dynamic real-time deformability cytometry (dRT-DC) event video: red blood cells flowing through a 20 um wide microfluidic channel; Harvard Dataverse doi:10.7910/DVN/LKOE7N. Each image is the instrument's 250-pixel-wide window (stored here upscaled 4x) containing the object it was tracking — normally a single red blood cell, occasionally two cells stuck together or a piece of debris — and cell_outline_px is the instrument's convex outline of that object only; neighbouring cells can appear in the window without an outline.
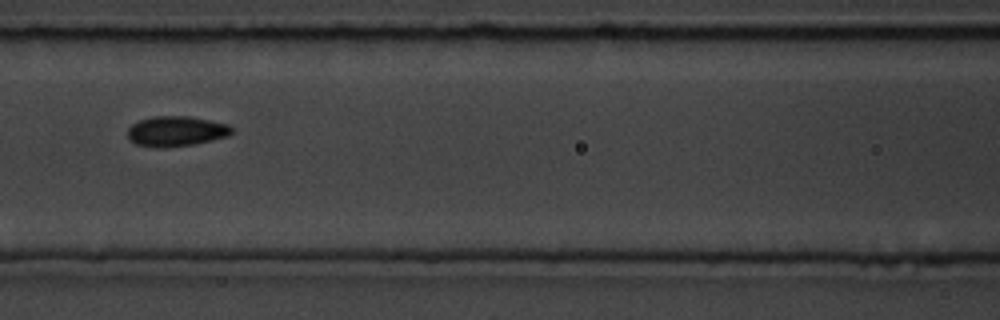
{"species": "common noctule bat (a hibernating species)", "species_latin": "Nyctalus noctula", "temperature_condition": "room temperature", "stored_images_in_passage": 8, "camera_frame_rate_fps": 3000, "um_per_image_px": 0.085, "animal": {"sex": "male", "body_mass_g": 19.5, "forearm_length_mm": 54.6}, "frame": {"image": 1, "passage_image": 3, "time_ms": 0.667, "image_size_px": [1000, 320], "cell_outline_px": [[232, 132], [228, 136], [212, 140], [192, 144], [164, 148], [156, 148], [136, 144], [128, 140], [128, 128], [132, 124], [140, 120], [152, 116], [188, 116], [228, 124], [232, 128]], "centroid_in_image_um": [14.93, 11.16], "position_along_channel_um": 151.7, "area_um2": 18.32}}
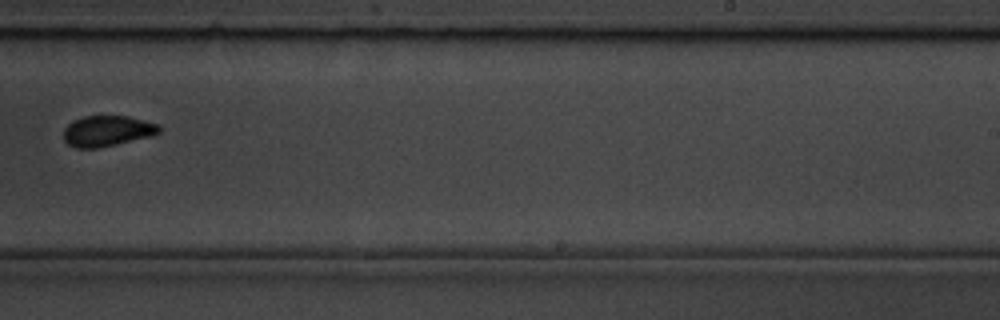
{"frame": {"image": 2, "passage_image": 6, "time_ms": 1.667, "image_size_px": [1000, 320], "cell_outline_px": [[160, 132], [152, 136], [100, 148], [76, 148], [68, 144], [64, 140], [64, 128], [68, 124], [84, 116], [128, 116], [156, 124], [160, 128]], "centroid_in_image_um": [9.1, 11.15], "position_along_channel_um": 279.9, "area_um2": 16.99}}